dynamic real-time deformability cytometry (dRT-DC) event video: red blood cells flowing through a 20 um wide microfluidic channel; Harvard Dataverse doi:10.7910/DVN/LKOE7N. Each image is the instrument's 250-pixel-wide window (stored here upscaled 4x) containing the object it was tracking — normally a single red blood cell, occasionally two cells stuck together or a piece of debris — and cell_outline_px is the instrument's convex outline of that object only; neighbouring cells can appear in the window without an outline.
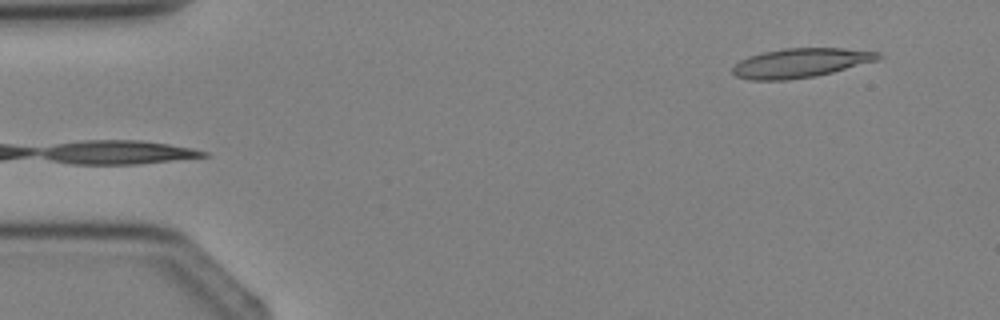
{"species": "Egyptian fruit bat (a non-hibernating species)", "species_latin": "Rousettus aegyptiacus", "temperature_condition": "cold", "stored_images_in_passage": 2, "segment_of_instrument_passage": [2, 2], "camera_frame_rate_fps": 3000, "um_per_image_px": 0.085, "animal": {"sex": "female"}, "frame": {"image": 1, "passage_image": 2, "time_ms": 1.333, "image_size_px": [1000, 320], "cell_outline_px": [[884, 56], [876, 60], [832, 72], [816, 76], [788, 80], [748, 80], [736, 76], [732, 72], [732, 68], [740, 60], [748, 56], [764, 52], [784, 48], [844, 48], [880, 52]], "centroid_in_image_um": [68.03, 5.35], "position_along_channel_um": 17.0, "area_um2": 24.8}}